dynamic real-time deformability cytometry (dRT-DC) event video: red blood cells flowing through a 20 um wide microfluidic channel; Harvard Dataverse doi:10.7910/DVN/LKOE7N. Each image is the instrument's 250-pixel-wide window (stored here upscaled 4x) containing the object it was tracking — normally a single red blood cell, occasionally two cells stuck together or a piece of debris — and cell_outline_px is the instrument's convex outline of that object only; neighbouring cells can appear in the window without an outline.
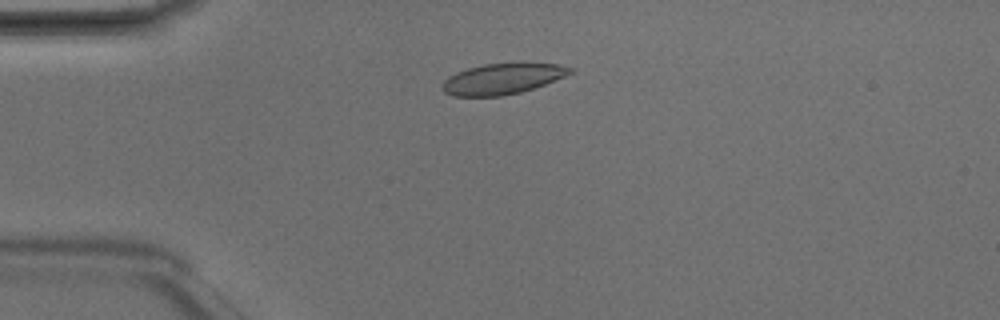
{"species": "Egyptian fruit bat (a non-hibernating species)", "species_latin": "Rousettus aegyptiacus", "temperature_condition": "room temperature", "stored_images_in_passage": 5, "camera_frame_rate_fps": 3000, "um_per_image_px": 0.085, "animal": {"sex": "male"}, "frame": {"image": 1, "passage_image": 3, "time_ms": 0.667, "image_size_px": [1000, 320], "cell_outline_px": [[572, 72], [564, 76], [544, 84], [520, 92], [504, 96], [452, 96], [444, 92], [440, 88], [444, 80], [448, 76], [456, 72], [468, 68], [484, 64], [560, 64], [572, 68]], "centroid_in_image_um": [42.63, 6.72], "position_along_channel_um": 42.4, "area_um2": 22.54}}